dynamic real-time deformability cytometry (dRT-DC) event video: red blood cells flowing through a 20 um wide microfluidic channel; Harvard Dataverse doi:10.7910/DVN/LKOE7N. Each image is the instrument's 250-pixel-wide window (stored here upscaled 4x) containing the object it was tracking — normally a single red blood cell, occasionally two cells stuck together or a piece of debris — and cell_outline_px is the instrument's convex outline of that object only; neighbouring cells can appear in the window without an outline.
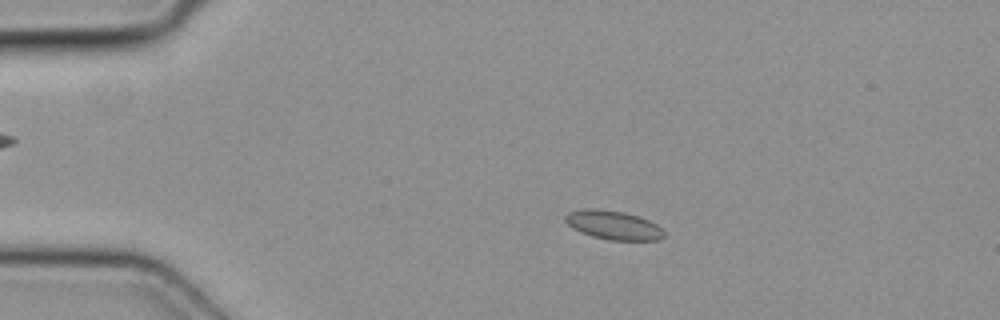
{"species": "common noctule bat (a hibernating species)", "species_latin": "Nyctalus noctula", "temperature_condition": "cold", "stored_images_in_passage": 4, "camera_frame_rate_fps": 3000, "um_per_image_px": 0.085, "animal": {"sex": "female", "body_mass_g": 19.3, "forearm_length_mm": 54.1}, "frame": {"image": 1, "passage_image": 2, "time_ms": 0.333, "image_size_px": [1000, 320], "cell_outline_px": [[664, 236], [660, 240], [608, 240], [592, 236], [580, 232], [572, 228], [564, 220], [564, 216], [568, 212], [584, 208], [596, 208], [624, 212], [640, 216], [656, 224], [664, 232]], "centroid_in_image_um": [52.11, 19.12], "position_along_channel_um": 32.9, "area_um2": 16.76}}
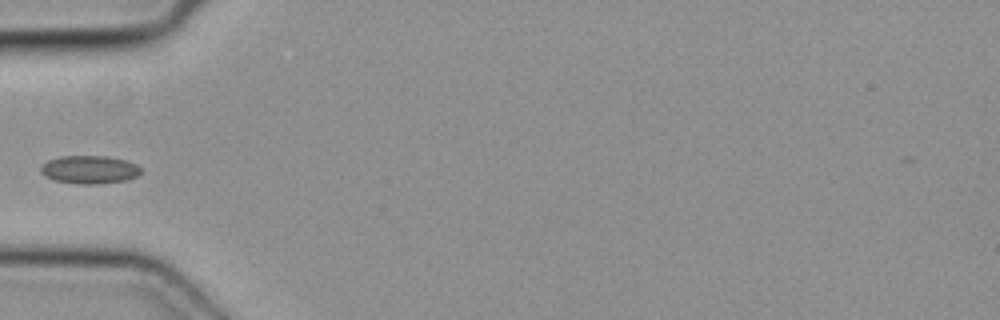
{"frame": {"image": 2, "passage_image": 4, "time_ms": 1.0, "image_size_px": [1000, 320], "cell_outline_px": [[140, 172], [136, 176], [128, 180], [96, 184], [76, 184], [56, 180], [44, 176], [40, 172], [40, 168], [48, 160], [60, 156], [104, 156], [124, 160], [136, 164], [140, 168]], "centroid_in_image_um": [7.58, 14.42], "position_along_channel_um": 77.4, "area_um2": 16.3}}